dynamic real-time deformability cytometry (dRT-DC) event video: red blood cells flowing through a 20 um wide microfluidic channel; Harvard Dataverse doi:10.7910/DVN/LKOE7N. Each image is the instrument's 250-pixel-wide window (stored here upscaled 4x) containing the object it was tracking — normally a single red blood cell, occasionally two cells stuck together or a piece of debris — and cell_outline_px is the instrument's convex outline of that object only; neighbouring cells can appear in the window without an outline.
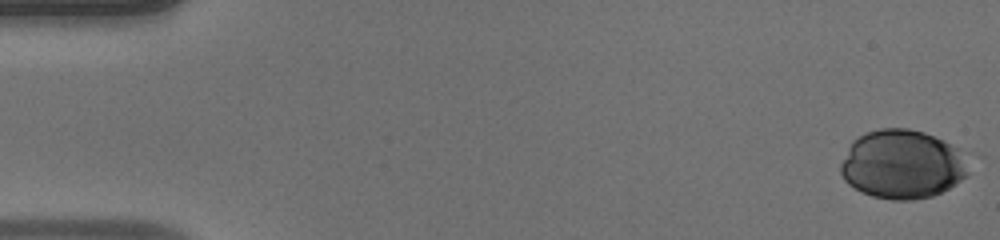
{"species": "human", "species_latin": "Homo sapiens", "temperature_condition": "warm", "stored_images_in_passage": 49, "camera_frame_rate_fps": 3000, "um_per_image_px": 0.085, "donor": {"sex": "male"}, "frame": {"image": 1, "passage_image": 1, "time_ms": 0.0, "image_size_px": [1000, 240], "cell_outline_px": [[968, 172], [960, 180], [948, 188], [932, 196], [912, 200], [892, 200], [872, 196], [860, 192], [848, 184], [844, 180], [840, 172], [840, 164], [852, 140], [864, 132], [880, 128], [908, 128], [924, 132], [944, 140], [956, 148]], "centroid_in_image_um": [76.6, 13.96], "position_along_channel_um": 8.4, "area_um2": 50.98}}
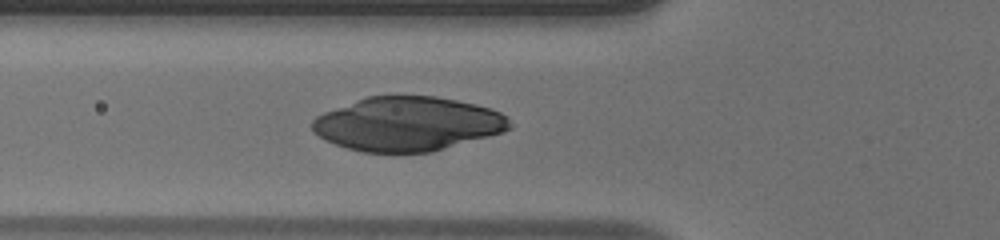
{"frame": {"image": 2, "passage_image": 18, "time_ms": 5.667, "image_size_px": [1000, 240], "cell_outline_px": [[512, 128], [504, 132], [432, 152], [364, 152], [348, 148], [336, 144], [320, 136], [312, 128], [312, 120], [316, 116], [324, 112], [356, 100], [368, 96], [436, 96], [476, 104], [500, 112], [508, 116], [512, 124]], "centroid_in_image_um": [34.69, 10.53], "position_along_channel_um": 91.1, "area_um2": 62.02}}
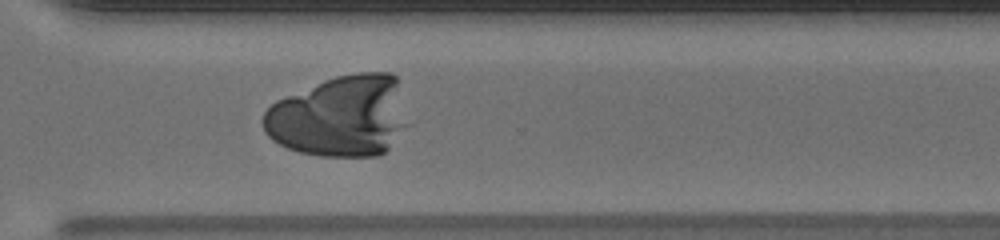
{"frame": {"image": 3, "passage_image": 36, "time_ms": 11.667, "image_size_px": [1000, 240], "cell_outline_px": [[396, 128], [388, 148], [384, 152], [376, 156], [324, 156], [300, 152], [288, 148], [272, 140], [264, 132], [260, 120], [264, 112], [276, 100], [324, 80], [336, 76], [356, 72], [392, 72], [396, 76]], "centroid_in_image_um": [28.64, 9.88], "position_along_channel_um": 342.0, "area_um2": 65.6}}